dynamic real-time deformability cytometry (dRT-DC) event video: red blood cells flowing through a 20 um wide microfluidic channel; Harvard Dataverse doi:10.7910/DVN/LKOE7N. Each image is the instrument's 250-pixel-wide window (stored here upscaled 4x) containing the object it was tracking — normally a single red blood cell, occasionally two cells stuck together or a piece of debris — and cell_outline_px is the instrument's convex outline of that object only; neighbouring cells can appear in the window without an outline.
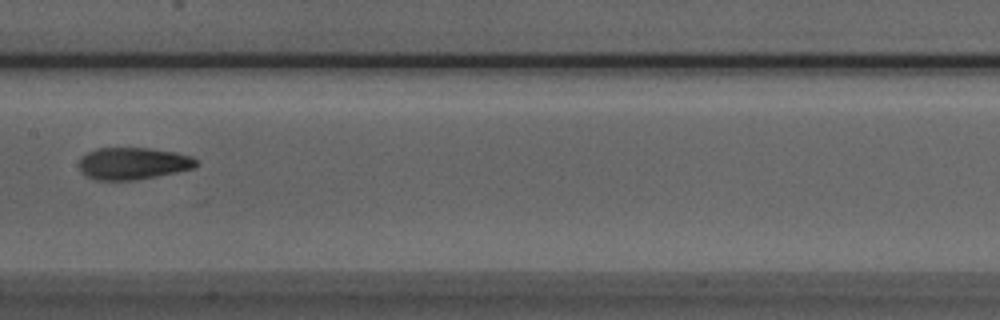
{"species": "Egyptian fruit bat (a non-hibernating species)", "species_latin": "Rousettus aegyptiacus", "temperature_condition": "room temperature", "stored_images_in_passage": 8, "camera_frame_rate_fps": 3000, "um_per_image_px": 0.085, "animal": {"sex": "male"}, "frame": {"image": 1, "passage_image": 8, "time_ms": 2.333, "image_size_px": [1000, 320], "cell_outline_px": [[196, 164], [192, 168], [176, 172], [136, 180], [96, 180], [80, 172], [80, 160], [88, 152], [96, 148], [148, 148], [176, 152], [192, 156], [196, 160]], "centroid_in_image_um": [11.3, 13.89], "position_along_channel_um": 196.1, "area_um2": 21.68}}